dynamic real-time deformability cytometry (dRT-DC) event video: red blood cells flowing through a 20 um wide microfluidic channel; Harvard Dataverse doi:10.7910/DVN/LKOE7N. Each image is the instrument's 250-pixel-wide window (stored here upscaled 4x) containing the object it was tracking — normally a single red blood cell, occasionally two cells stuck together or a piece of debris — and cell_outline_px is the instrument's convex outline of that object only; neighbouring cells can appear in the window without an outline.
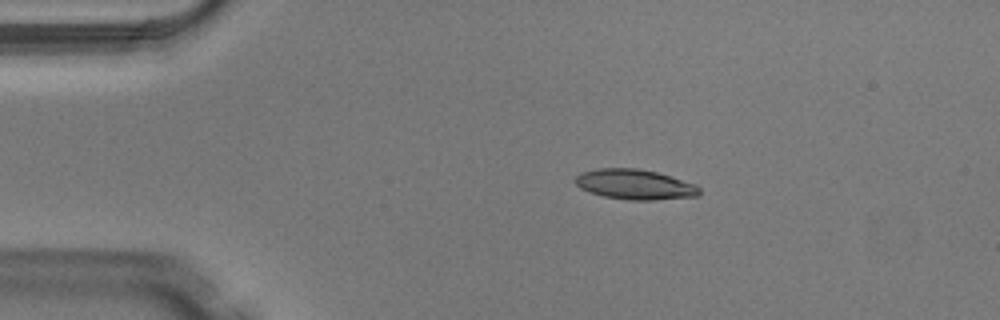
{"species": "Egyptian fruit bat (a non-hibernating species)", "species_latin": "Rousettus aegyptiacus", "temperature_condition": "warm", "stored_images_in_passage": 4, "camera_frame_rate_fps": 3000, "um_per_image_px": 0.085, "animal": {"sex": "male"}, "frame": {"image": 1, "passage_image": 2, "time_ms": 0.333, "image_size_px": [1000, 320], "cell_outline_px": [[700, 192], [696, 196], [652, 200], [628, 200], [604, 196], [588, 192], [580, 188], [576, 184], [576, 176], [580, 172], [596, 168], [636, 168], [656, 172], [696, 184], [700, 188]], "centroid_in_image_um": [53.93, 15.67], "position_along_channel_um": 31.1, "area_um2": 21.73}}
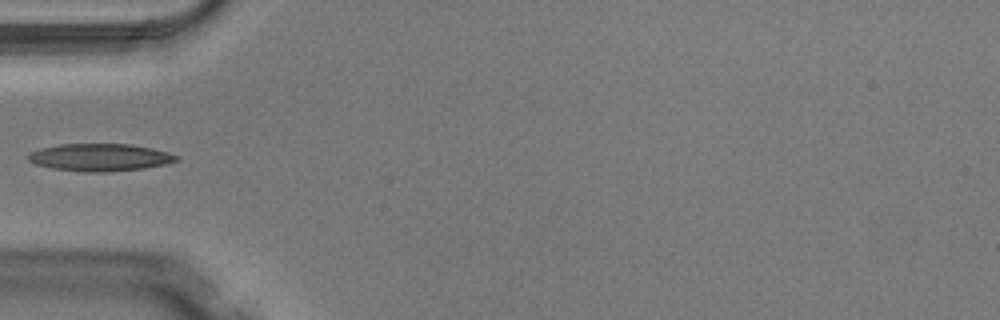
{"frame": {"image": 2, "passage_image": 4, "time_ms": 1.0, "image_size_px": [1000, 320], "cell_outline_px": [[180, 160], [164, 164], [144, 168], [104, 172], [88, 172], [52, 168], [36, 164], [28, 160], [24, 156], [28, 152], [40, 148], [60, 144], [128, 144], [152, 148], [180, 156]], "centroid_in_image_um": [8.45, 13.37], "position_along_channel_um": 76.5, "area_um2": 23.7}}